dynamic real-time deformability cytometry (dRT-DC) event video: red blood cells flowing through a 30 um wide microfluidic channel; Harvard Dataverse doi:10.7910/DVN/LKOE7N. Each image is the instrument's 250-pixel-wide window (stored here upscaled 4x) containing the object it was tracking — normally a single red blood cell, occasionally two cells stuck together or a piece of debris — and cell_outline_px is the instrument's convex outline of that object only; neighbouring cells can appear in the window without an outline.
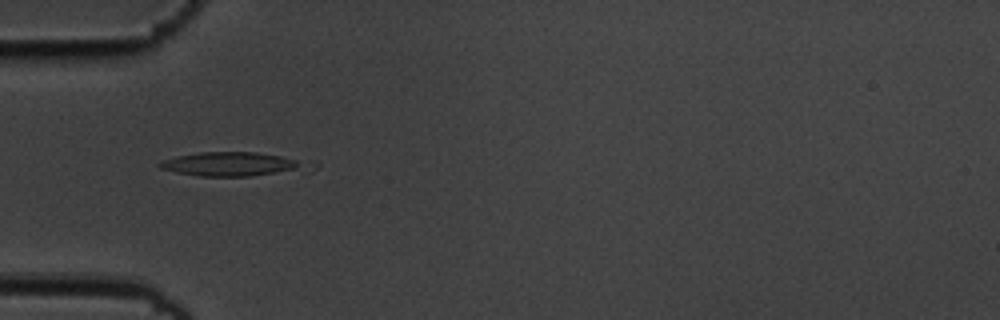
{"species": "common noctule bat (a hibernating species)", "species_latin": "Nyctalus noctula", "temperature_condition": "cold", "stored_images_in_passage": 6, "camera_frame_rate_fps": 3000, "um_per_image_px": 0.085, "animal": {"sex": "male", "body_mass_g": 19.5, "forearm_length_mm": 54.6}, "frame": {"image": 1, "passage_image": 5, "time_ms": 1.333, "image_size_px": [1000, 320], "cell_outline_px": [[320, 164], [312, 172], [304, 176], [196, 176], [176, 172], [160, 168], [156, 164], [160, 160], [176, 156], [200, 152], [256, 152], [316, 160]], "centroid_in_image_um": [20.27, 13.99], "position_along_channel_um": 64.7, "area_um2": 23.24}}